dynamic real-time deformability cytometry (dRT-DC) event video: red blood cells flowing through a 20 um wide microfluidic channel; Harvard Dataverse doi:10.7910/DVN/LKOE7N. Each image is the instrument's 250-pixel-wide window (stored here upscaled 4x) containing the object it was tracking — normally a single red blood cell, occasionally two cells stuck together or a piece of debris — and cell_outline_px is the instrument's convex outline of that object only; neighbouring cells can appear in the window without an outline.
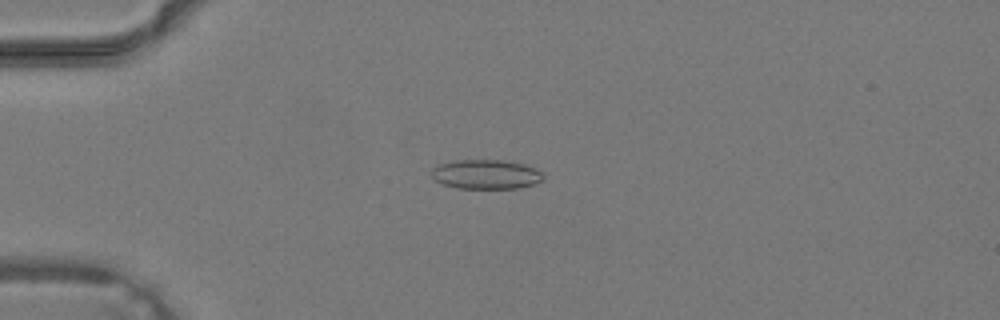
{"species": "common noctule bat (a hibernating species)", "species_latin": "Nyctalus noctula", "temperature_condition": "warm", "stored_images_in_passage": 25, "camera_frame_rate_fps": 3000, "um_per_image_px": 0.085, "animal": {"sex": "male", "body_mass_g": 19.2, "forearm_length_mm": 51.8}, "frame": {"image": 1, "passage_image": 1, "time_ms": 0.0, "image_size_px": [1000, 320], "cell_outline_px": [[544, 180], [536, 184], [516, 188], [456, 188], [444, 184], [436, 180], [432, 176], [432, 168], [436, 164], [456, 160], [504, 160], [524, 164], [536, 168], [544, 172]], "centroid_in_image_um": [41.35, 14.81], "position_along_channel_um": 43.6, "area_um2": 19.36}}
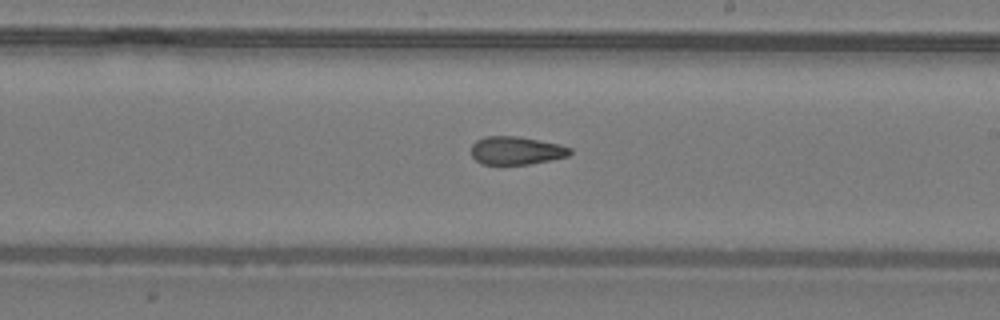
{"frame": {"image": 2, "passage_image": 14, "time_ms": 4.333, "image_size_px": [1000, 320], "cell_outline_px": [[572, 152], [568, 156], [528, 164], [484, 164], [476, 160], [472, 156], [472, 144], [476, 140], [484, 136], [520, 136], [560, 144], [572, 148]], "centroid_in_image_um": [43.89, 12.78], "position_along_channel_um": 245.1, "area_um2": 16.18}}
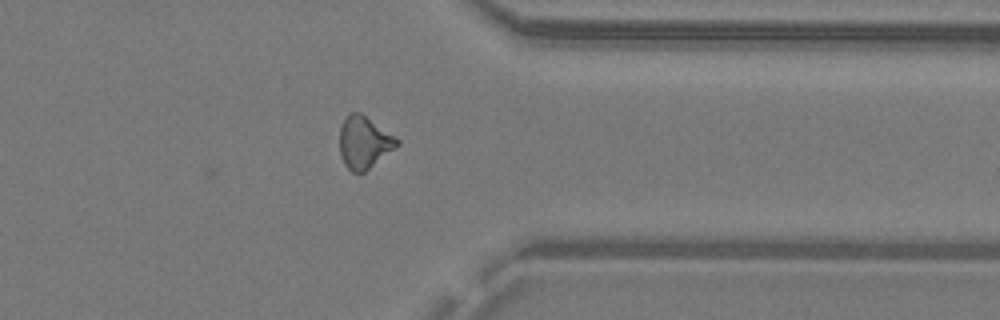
{"frame": {"image": 3, "passage_image": 22, "time_ms": 7.0, "image_size_px": [1000, 320], "cell_outline_px": [[400, 144], [396, 148], [364, 172], [352, 172], [344, 164], [340, 156], [340, 128], [348, 112], [360, 112], [396, 136], [400, 140]], "centroid_in_image_um": [30.96, 12.09], "position_along_channel_um": 380.4, "area_um2": 17.57}}